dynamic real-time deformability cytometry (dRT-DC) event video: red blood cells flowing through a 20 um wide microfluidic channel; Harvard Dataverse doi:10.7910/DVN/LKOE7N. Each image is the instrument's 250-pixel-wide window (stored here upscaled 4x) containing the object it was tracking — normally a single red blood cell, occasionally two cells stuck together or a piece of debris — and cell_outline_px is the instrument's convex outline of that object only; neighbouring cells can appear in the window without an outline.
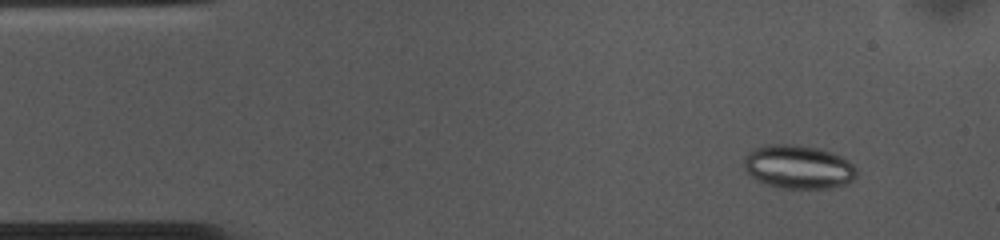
{"species": "common noctule bat (a hibernating species)", "species_latin": "Nyctalus noctula", "temperature_condition": "cold", "stored_images_in_passage": 51, "camera_frame_rate_fps": 3000, "um_per_image_px": 0.085, "animal": {"sex": "female", "body_mass_g": 10.0, "forearm_length_mm": 53.1}, "frame": {"image": 1, "passage_image": 2, "time_ms": 0.333, "image_size_px": [1000, 240], "cell_outline_px": [[856, 176], [852, 180], [844, 184], [828, 188], [780, 188], [764, 184], [752, 176], [744, 168], [744, 156], [748, 152], [756, 148], [768, 144], [792, 144], [820, 148], [840, 156], [848, 160], [856, 168]], "centroid_in_image_um": [67.84, 14.18], "position_along_channel_um": 17.2, "area_um2": 28.55}}
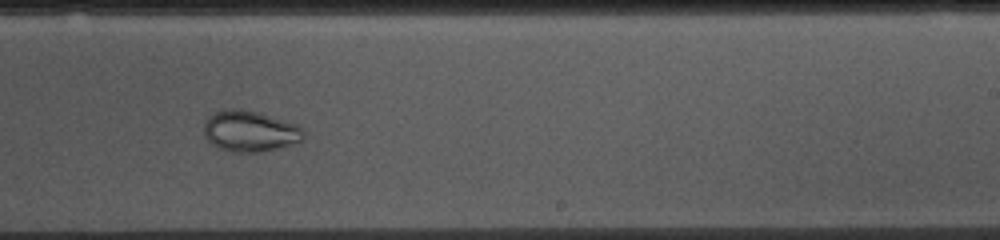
{"frame": {"image": 2, "passage_image": 29, "time_ms": 9.333, "image_size_px": [1000, 240], "cell_outline_px": [[304, 136], [300, 140], [276, 148], [256, 152], [232, 152], [220, 148], [212, 144], [204, 136], [204, 120], [212, 112], [232, 108], [244, 108], [260, 112], [296, 124], [304, 132]], "centroid_in_image_um": [21.17, 11.11], "position_along_channel_um": 267.8, "area_um2": 23.76}}
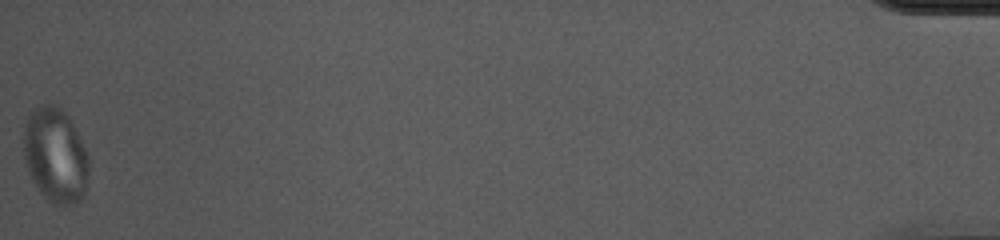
{"frame": {"image": 3, "passage_image": 51, "time_ms": 16.667, "image_size_px": [1000, 240], "cell_outline_px": [[88, 176], [84, 196], [76, 204], [64, 208], [52, 204], [40, 192], [32, 180], [28, 172], [24, 160], [24, 128], [28, 116], [40, 104], [56, 104], [68, 116], [88, 156]], "centroid_in_image_um": [4.7, 13.26], "position_along_channel_um": 430.5, "area_um2": 36.18}, "authors_computed_cell_mechanics": {"area_um2": 28.4954, "velocity_mm_per_s": 3.6283, "shape_relaxation_time_tau1_ms": null, "shape_relaxation_time_tau2_ms": 1.3811, "deformation_change_tau1": null, "deformation_change_tau2": 0.0392}}